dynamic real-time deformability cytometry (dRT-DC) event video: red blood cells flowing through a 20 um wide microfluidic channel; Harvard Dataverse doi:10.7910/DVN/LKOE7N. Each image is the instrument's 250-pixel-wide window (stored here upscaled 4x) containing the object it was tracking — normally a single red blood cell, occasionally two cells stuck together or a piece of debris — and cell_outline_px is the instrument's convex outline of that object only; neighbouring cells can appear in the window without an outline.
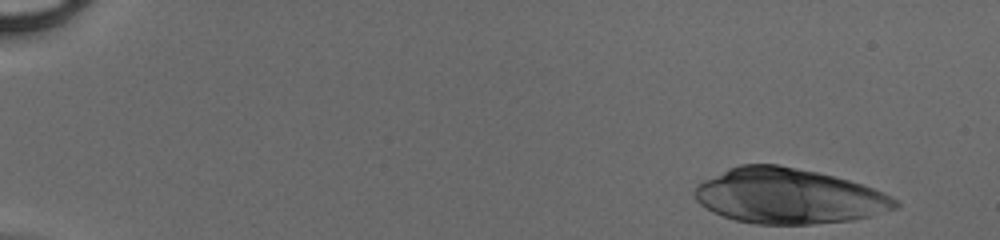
{"species": "human", "species_latin": "Homo sapiens", "temperature_condition": "cold", "stored_images_in_passage": 42, "camera_frame_rate_fps": 3000, "um_per_image_px": 0.085, "donor": {"sex": "male"}, "frame": {"image": 1, "passage_image": 1, "time_ms": 0.0, "image_size_px": [1000, 240], "cell_outline_px": [[900, 204], [896, 208], [868, 216], [852, 220], [812, 224], [756, 224], [736, 220], [712, 212], [700, 204], [696, 200], [692, 192], [700, 180], [728, 168], [740, 164], [776, 164], [816, 172], [848, 180], [872, 188], [896, 200]], "centroid_in_image_um": [66.94, 16.66], "position_along_channel_um": 18.1, "area_um2": 64.27}}